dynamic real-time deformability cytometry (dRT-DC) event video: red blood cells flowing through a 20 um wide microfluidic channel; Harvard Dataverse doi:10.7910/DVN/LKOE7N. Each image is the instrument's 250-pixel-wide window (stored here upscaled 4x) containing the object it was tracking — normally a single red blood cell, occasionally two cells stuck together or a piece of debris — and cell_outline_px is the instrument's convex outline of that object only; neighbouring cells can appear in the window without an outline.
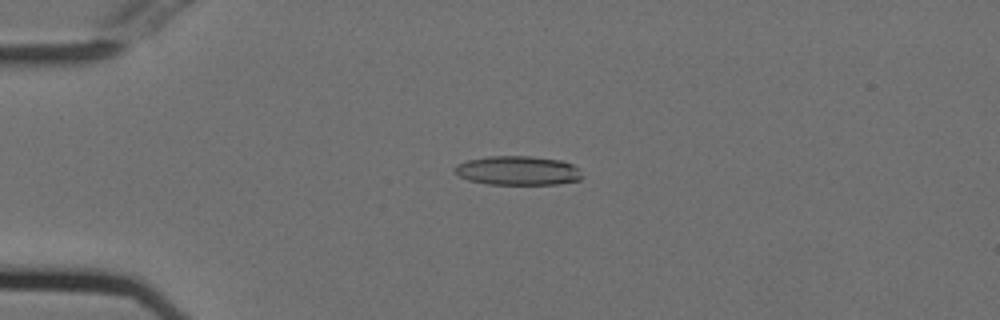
{"species": "Egyptian fruit bat (a non-hibernating species)", "species_latin": "Rousettus aegyptiacus", "temperature_condition": "cold", "stored_images_in_passage": 42, "camera_frame_rate_fps": 3000, "um_per_image_px": 0.085, "animal": {"sex": "female"}, "frame": {"image": 1, "passage_image": 1, "time_ms": 0.0, "image_size_px": [1000, 320], "cell_outline_px": [[584, 176], [580, 180], [556, 184], [488, 184], [468, 180], [460, 176], [452, 168], [456, 164], [468, 160], [488, 156], [532, 156], [560, 160], [572, 164], [580, 168]], "centroid_in_image_um": [44.04, 14.49], "position_along_channel_um": 41.0, "area_um2": 21.79}}
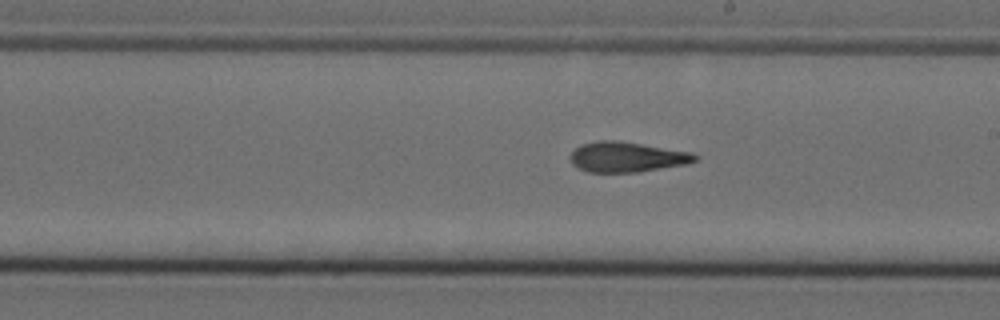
{"frame": {"image": 2, "passage_image": 19, "time_ms": 6.0, "image_size_px": [1000, 320], "cell_outline_px": [[696, 160], [688, 164], [636, 172], [588, 172], [572, 164], [568, 156], [580, 144], [596, 140], [616, 140], [692, 152], [696, 156]], "centroid_in_image_um": [53.24, 13.34], "position_along_channel_um": 235.8, "area_um2": 21.91}}
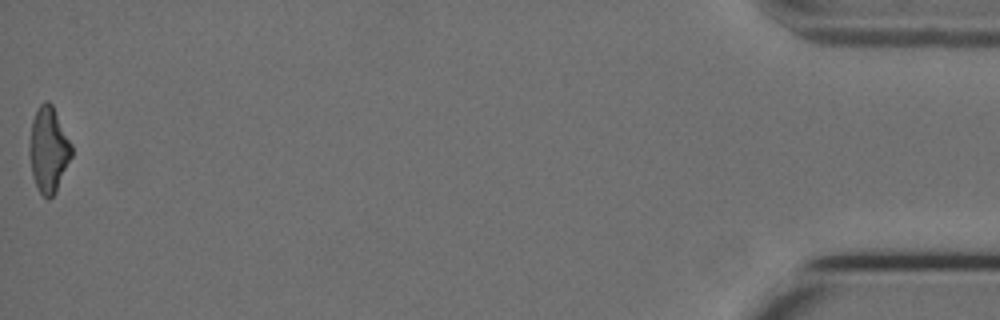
{"frame": {"image": 3, "passage_image": 42, "time_ms": 13.667, "image_size_px": [1000, 320], "cell_outline_px": [[72, 156], [56, 192], [48, 200], [40, 192], [32, 176], [28, 152], [32, 120], [40, 104], [44, 100], [48, 100], [52, 104], [72, 144]], "centroid_in_image_um": [4.12, 12.72], "position_along_channel_um": 431.1, "area_um2": 21.04}, "authors_computed_cell_mechanics": {"area_um2": 21.7617, "velocity_mm_per_s": 3.7519, "shape_relaxation_time_tau1_ms": 9.2327, "shape_relaxation_time_tau2_ms": 3.0857, "deformation_change_tau1": 0.254, "deformation_change_tau2": 0.1372}}